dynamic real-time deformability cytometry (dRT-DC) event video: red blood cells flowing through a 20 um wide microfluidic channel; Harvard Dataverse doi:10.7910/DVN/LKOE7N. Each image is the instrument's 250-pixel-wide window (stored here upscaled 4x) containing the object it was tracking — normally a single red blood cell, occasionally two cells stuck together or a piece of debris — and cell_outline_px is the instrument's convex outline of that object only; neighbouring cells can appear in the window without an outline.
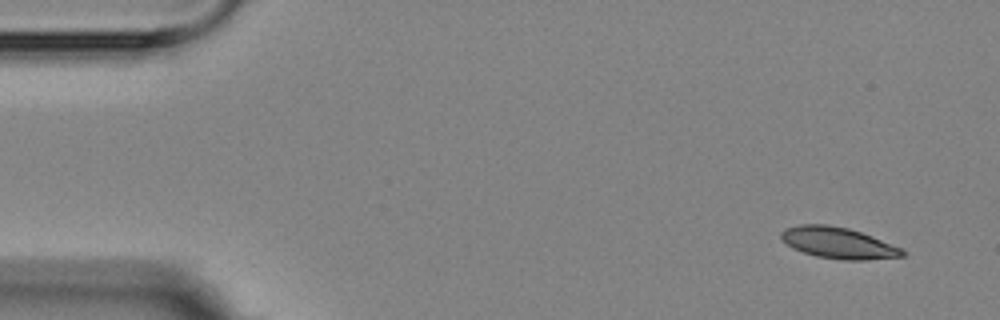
{"species": "Egyptian fruit bat (a non-hibernating species)", "species_latin": "Rousettus aegyptiacus", "temperature_condition": "room temperature", "stored_images_in_passage": 5, "camera_frame_rate_fps": 3000, "um_per_image_px": 0.085, "animal": {"sex": "female"}, "frame": {"image": 1, "passage_image": 1, "time_ms": 0.0, "image_size_px": [1000, 320], "cell_outline_px": [[908, 252], [904, 256], [864, 260], [844, 260], [816, 256], [792, 248], [780, 236], [780, 232], [784, 228], [800, 224], [824, 224], [848, 228], [872, 236], [900, 248]], "centroid_in_image_um": [71.24, 20.64], "position_along_channel_um": 13.8, "area_um2": 21.91}}
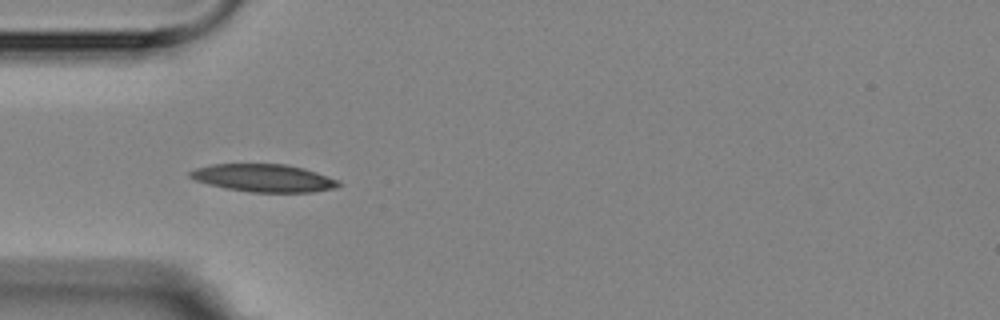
{"frame": {"image": 2, "passage_image": 4, "time_ms": 4.333, "image_size_px": [1000, 320], "cell_outline_px": [[340, 184], [336, 188], [312, 192], [248, 192], [224, 188], [208, 184], [196, 180], [188, 176], [188, 172], [196, 168], [212, 164], [284, 164], [304, 168], [340, 180]], "centroid_in_image_um": [22.41, 15.13], "position_along_channel_um": 62.6, "area_um2": 24.04}}
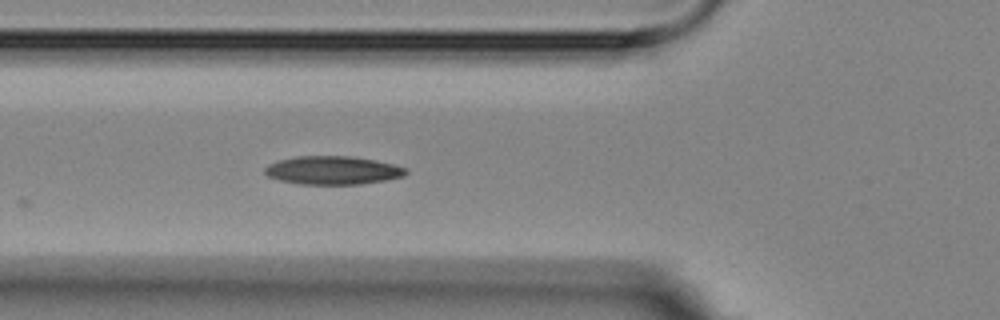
{"frame": {"image": 3, "passage_image": 5, "time_ms": 5.333, "image_size_px": [1000, 320], "cell_outline_px": [[408, 172], [404, 176], [384, 180], [360, 184], [300, 184], [280, 180], [268, 176], [264, 172], [264, 168], [268, 164], [280, 160], [296, 156], [352, 156], [376, 160], [408, 168]], "centroid_in_image_um": [28.29, 14.47], "position_along_channel_um": 97.5, "area_um2": 23.29}}